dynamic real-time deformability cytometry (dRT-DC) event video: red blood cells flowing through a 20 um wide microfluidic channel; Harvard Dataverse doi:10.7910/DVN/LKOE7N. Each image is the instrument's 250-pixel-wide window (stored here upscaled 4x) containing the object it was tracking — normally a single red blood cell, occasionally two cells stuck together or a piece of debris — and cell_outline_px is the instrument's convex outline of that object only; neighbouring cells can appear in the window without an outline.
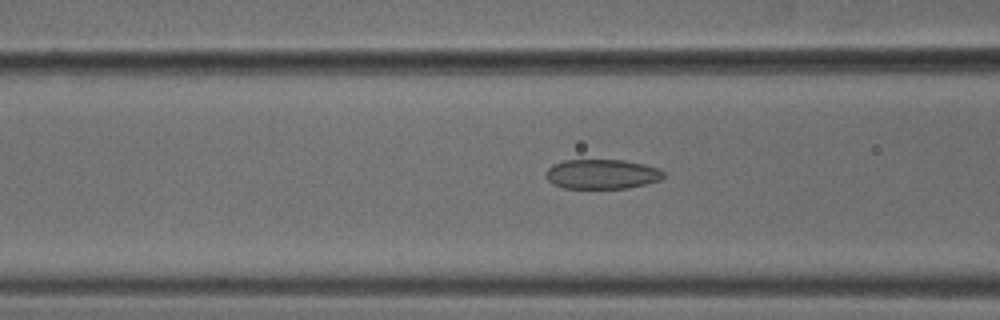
{"species": "common noctule bat (a hibernating species)", "species_latin": "Nyctalus noctula", "temperature_condition": "cold", "stored_images_in_passage": 52, "camera_frame_rate_fps": 3000, "um_per_image_px": 0.085, "animal": {"sex": "male", "body_mass_g": 18.8}, "frame": {"image": 1, "passage_image": 20, "time_ms": 6.333, "image_size_px": [1000, 320], "cell_outline_px": [[664, 176], [660, 180], [628, 188], [564, 188], [552, 184], [548, 180], [548, 168], [552, 164], [564, 160], [624, 160], [644, 164], [656, 168], [664, 172]], "centroid_in_image_um": [51.16, 14.8], "position_along_channel_um": 115.4, "area_um2": 20.17}}
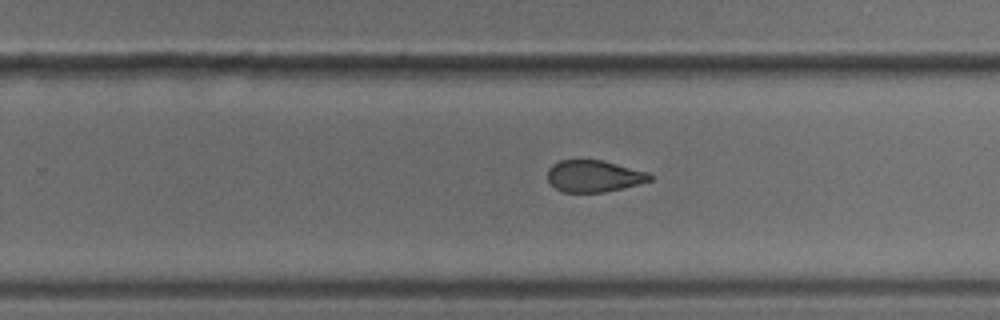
{"frame": {"image": 2, "passage_image": 33, "time_ms": 10.667, "image_size_px": [1000, 320], "cell_outline_px": [[652, 180], [640, 184], [604, 192], [564, 192], [556, 188], [548, 180], [548, 168], [552, 164], [560, 160], [604, 160], [648, 172], [652, 176]], "centroid_in_image_um": [50.5, 14.96], "position_along_channel_um": 279.3, "area_um2": 18.96}}
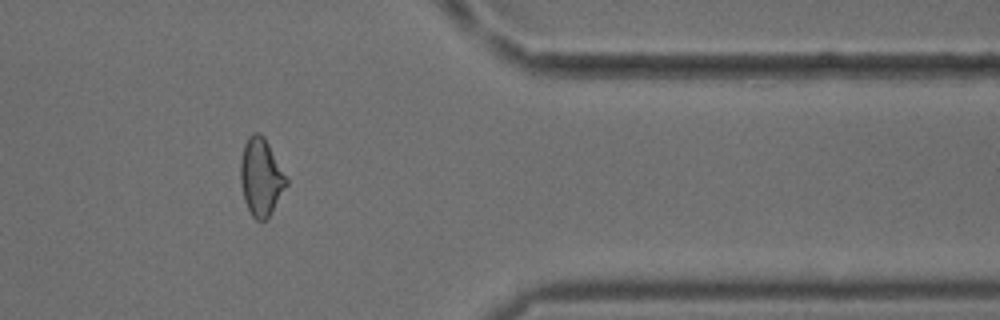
{"frame": {"image": 3, "passage_image": 43, "time_ms": 14.0, "image_size_px": [1000, 320], "cell_outline_px": [[288, 184], [268, 216], [264, 220], [256, 220], [252, 216], [244, 200], [240, 180], [240, 160], [244, 144], [248, 136], [252, 132], [260, 132], [264, 136], [288, 180]], "centroid_in_image_um": [22.16, 15.01], "position_along_channel_um": 389.2, "area_um2": 20.52}, "authors_computed_cell_mechanics": {"area_um2": 20.6057, "velocity_mm_per_s": 3.7822, "shape_relaxation_time_tau1_ms": null, "shape_relaxation_time_tau2_ms": 2.3146, "deformation_change_tau1": null, "deformation_change_tau2": 0.084}}